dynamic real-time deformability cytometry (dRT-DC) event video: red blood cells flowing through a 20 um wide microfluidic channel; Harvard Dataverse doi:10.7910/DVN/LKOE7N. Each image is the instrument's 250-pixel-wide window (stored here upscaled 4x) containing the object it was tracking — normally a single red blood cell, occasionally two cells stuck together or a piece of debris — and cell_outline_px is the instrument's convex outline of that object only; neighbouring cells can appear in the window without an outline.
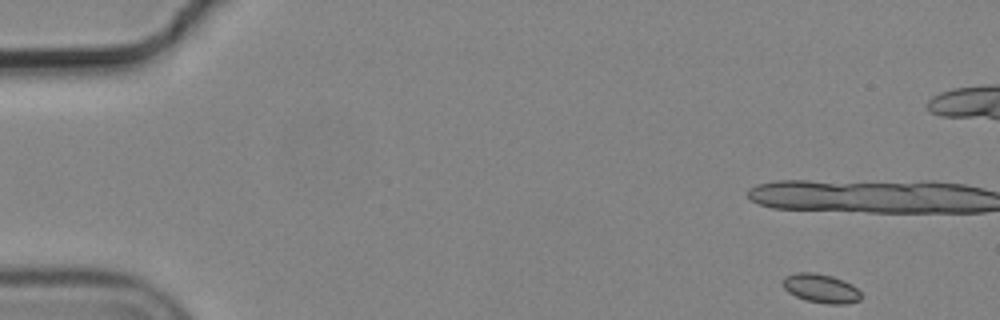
{"species": "common noctule bat (a hibernating species)", "species_latin": "Nyctalus noctula", "temperature_condition": "cold", "stored_images_in_passage": 13, "camera_frame_rate_fps": 3000, "um_per_image_px": 0.085, "animal": {"sex": "male", "body_mass_g": 19.2, "forearm_length_mm": 51.8}, "frame": {"image": 1, "passage_image": 1, "time_ms": 0.0, "image_size_px": [1000, 320], "cell_outline_px": [[860, 300], [848, 304], [828, 304], [804, 300], [788, 292], [784, 288], [784, 276], [796, 272], [812, 272], [832, 276], [844, 280], [852, 284], [860, 292]], "centroid_in_image_um": [69.79, 24.51], "position_along_channel_um": 15.2, "area_um2": 13.24}}